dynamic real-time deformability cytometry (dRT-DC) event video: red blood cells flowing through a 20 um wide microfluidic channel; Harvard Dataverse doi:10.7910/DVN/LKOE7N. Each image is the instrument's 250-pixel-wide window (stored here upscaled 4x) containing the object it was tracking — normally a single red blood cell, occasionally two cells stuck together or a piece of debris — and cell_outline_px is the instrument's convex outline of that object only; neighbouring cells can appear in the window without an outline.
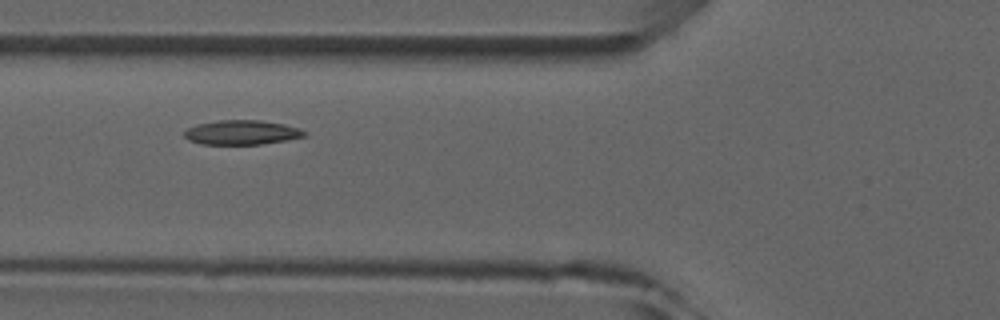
{"species": "common noctule bat (a hibernating species)", "species_latin": "Nyctalus noctula", "temperature_condition": "room temperature", "stored_images_in_passage": 4, "camera_frame_rate_fps": 3000, "um_per_image_px": 0.085, "animal": {"sex": "male", "forearm_length_mm": 52.5}, "frame": {"image": 1, "passage_image": 4, "time_ms": 3.333, "image_size_px": [1000, 320], "cell_outline_px": [[308, 132], [304, 136], [264, 144], [200, 144], [188, 140], [184, 136], [184, 132], [188, 128], [196, 124], [220, 120], [260, 120], [284, 124], [300, 128]], "centroid_in_image_um": [20.54, 11.25], "position_along_channel_um": 105.3, "area_um2": 17.11}}